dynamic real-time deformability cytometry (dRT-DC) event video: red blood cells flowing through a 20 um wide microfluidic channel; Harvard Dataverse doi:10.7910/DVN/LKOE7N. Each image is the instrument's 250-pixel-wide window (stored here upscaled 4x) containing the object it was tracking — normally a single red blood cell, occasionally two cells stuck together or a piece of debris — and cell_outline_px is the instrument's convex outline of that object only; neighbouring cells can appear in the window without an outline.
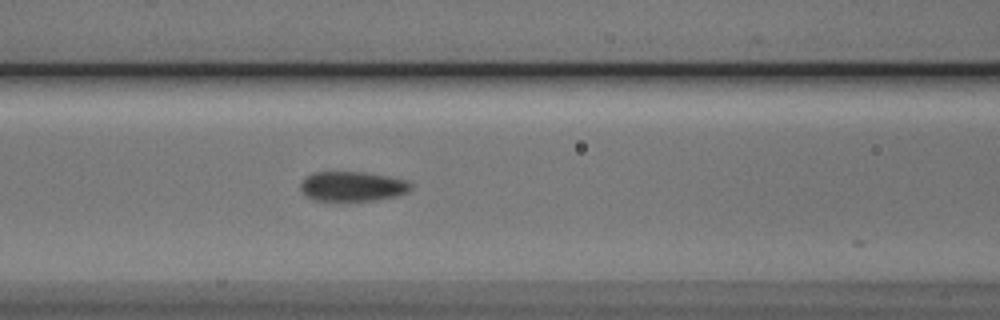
{"species": "Egyptian fruit bat (a non-hibernating species)", "species_latin": "Rousettus aegyptiacus", "temperature_condition": "cold", "stored_images_in_passage": 35, "camera_frame_rate_fps": 3000, "um_per_image_px": 0.085, "animal": {"sex": "male"}, "frame": {"image": 1, "passage_image": 4, "time_ms": 1.0, "image_size_px": [1000, 320], "cell_outline_px": [[412, 188], [408, 192], [400, 196], [376, 200], [344, 204], [336, 204], [312, 200], [304, 196], [300, 188], [300, 184], [308, 176], [316, 172], [360, 172], [408, 180], [412, 184]], "centroid_in_image_um": [29.94, 15.92], "position_along_channel_um": 136.7, "area_um2": 20.11}}
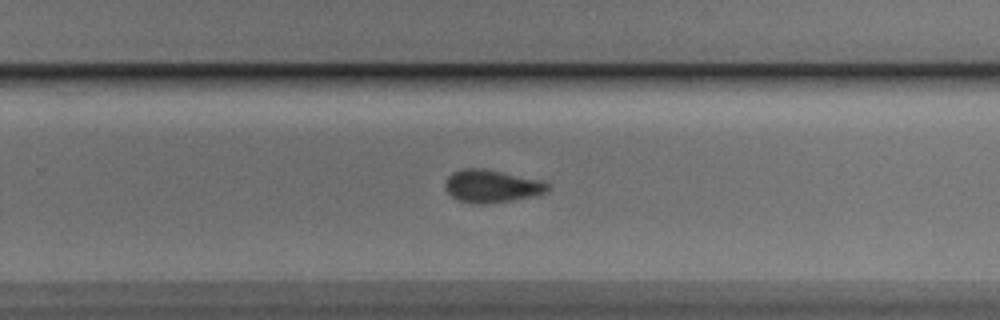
{"frame": {"image": 2, "passage_image": 16, "time_ms": 5.0, "image_size_px": [1000, 320], "cell_outline_px": [[548, 192], [532, 196], [512, 200], [488, 204], [472, 204], [460, 200], [452, 196], [448, 192], [444, 184], [448, 176], [452, 172], [464, 168], [480, 168], [544, 180], [548, 184]], "centroid_in_image_um": [41.8, 15.82], "position_along_channel_um": 288.0, "area_um2": 19.54}}
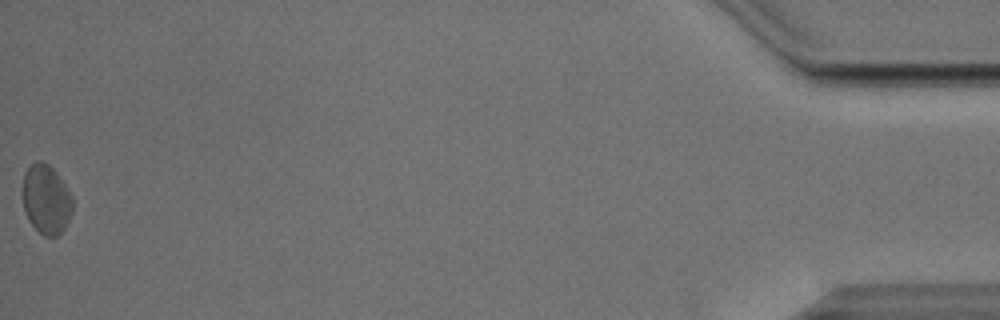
{"frame": {"image": 3, "passage_image": 35, "time_ms": 11.333, "image_size_px": [1000, 320], "cell_outline_px": [[72, 212], [64, 228], [56, 236], [44, 236], [28, 220], [24, 208], [24, 172], [36, 160], [40, 160], [48, 164], [52, 168], [72, 196]], "centroid_in_image_um": [3.93, 16.94], "position_along_channel_um": 431.3, "area_um2": 19.65}, "authors_computed_cell_mechanics": {"area_um2": 19.652, "velocity_mm_per_s": 3.7948, "shape_relaxation_time_tau1_ms": 3.3962, "shape_relaxation_time_tau2_ms": 6.4777, "deformation_change_tau1": 0.0571, "deformation_change_tau2": 0.0767}}